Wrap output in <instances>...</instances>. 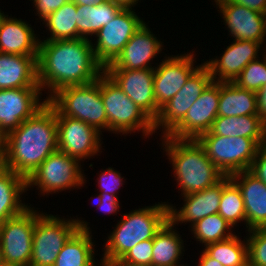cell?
Masks as SVG:
<instances>
[{"mask_svg":"<svg viewBox=\"0 0 266 266\" xmlns=\"http://www.w3.org/2000/svg\"><path fill=\"white\" fill-rule=\"evenodd\" d=\"M37 68L39 87L48 90L46 99L65 86L92 83L104 72L95 58L92 40L84 38L40 39Z\"/></svg>","mask_w":266,"mask_h":266,"instance_id":"1","label":"cell"},{"mask_svg":"<svg viewBox=\"0 0 266 266\" xmlns=\"http://www.w3.org/2000/svg\"><path fill=\"white\" fill-rule=\"evenodd\" d=\"M3 164L26 179L58 150L55 109L47 102L3 138Z\"/></svg>","mask_w":266,"mask_h":266,"instance_id":"2","label":"cell"},{"mask_svg":"<svg viewBox=\"0 0 266 266\" xmlns=\"http://www.w3.org/2000/svg\"><path fill=\"white\" fill-rule=\"evenodd\" d=\"M161 138L181 196L212 187L225 177L196 139H175L162 135Z\"/></svg>","mask_w":266,"mask_h":266,"instance_id":"3","label":"cell"},{"mask_svg":"<svg viewBox=\"0 0 266 266\" xmlns=\"http://www.w3.org/2000/svg\"><path fill=\"white\" fill-rule=\"evenodd\" d=\"M167 202L155 203L122 214L121 220L108 235L103 248L101 262L121 259L136 244L153 239L157 232L169 220Z\"/></svg>","mask_w":266,"mask_h":266,"instance_id":"4","label":"cell"},{"mask_svg":"<svg viewBox=\"0 0 266 266\" xmlns=\"http://www.w3.org/2000/svg\"><path fill=\"white\" fill-rule=\"evenodd\" d=\"M47 102L56 116H68L85 122L101 134L108 131L107 114L101 98V75L92 83L60 88Z\"/></svg>","mask_w":266,"mask_h":266,"instance_id":"5","label":"cell"},{"mask_svg":"<svg viewBox=\"0 0 266 266\" xmlns=\"http://www.w3.org/2000/svg\"><path fill=\"white\" fill-rule=\"evenodd\" d=\"M101 98L109 132L125 136L140 131L145 138L155 133L154 121L105 72L101 74Z\"/></svg>","mask_w":266,"mask_h":266,"instance_id":"6","label":"cell"},{"mask_svg":"<svg viewBox=\"0 0 266 266\" xmlns=\"http://www.w3.org/2000/svg\"><path fill=\"white\" fill-rule=\"evenodd\" d=\"M79 220L74 217L60 218L36 210L29 266H53L64 244L79 229Z\"/></svg>","mask_w":266,"mask_h":266,"instance_id":"7","label":"cell"},{"mask_svg":"<svg viewBox=\"0 0 266 266\" xmlns=\"http://www.w3.org/2000/svg\"><path fill=\"white\" fill-rule=\"evenodd\" d=\"M81 162L59 150L48 158L26 179L27 191L33 186L46 196L83 187L86 183ZM46 193V194H45Z\"/></svg>","mask_w":266,"mask_h":266,"instance_id":"8","label":"cell"},{"mask_svg":"<svg viewBox=\"0 0 266 266\" xmlns=\"http://www.w3.org/2000/svg\"><path fill=\"white\" fill-rule=\"evenodd\" d=\"M212 163L225 175L249 170L260 145L247 137L202 134L196 139Z\"/></svg>","mask_w":266,"mask_h":266,"instance_id":"9","label":"cell"},{"mask_svg":"<svg viewBox=\"0 0 266 266\" xmlns=\"http://www.w3.org/2000/svg\"><path fill=\"white\" fill-rule=\"evenodd\" d=\"M34 207L0 224V258L4 264L29 266L36 222Z\"/></svg>","mask_w":266,"mask_h":266,"instance_id":"10","label":"cell"},{"mask_svg":"<svg viewBox=\"0 0 266 266\" xmlns=\"http://www.w3.org/2000/svg\"><path fill=\"white\" fill-rule=\"evenodd\" d=\"M144 23L135 10L121 9L114 19L94 36L97 40L92 42V47L96 60L105 68Z\"/></svg>","mask_w":266,"mask_h":266,"instance_id":"11","label":"cell"},{"mask_svg":"<svg viewBox=\"0 0 266 266\" xmlns=\"http://www.w3.org/2000/svg\"><path fill=\"white\" fill-rule=\"evenodd\" d=\"M212 81L209 68L201 63L181 90L160 108L154 120V131L160 130L161 127V134L167 136L183 120L189 108Z\"/></svg>","mask_w":266,"mask_h":266,"instance_id":"12","label":"cell"},{"mask_svg":"<svg viewBox=\"0 0 266 266\" xmlns=\"http://www.w3.org/2000/svg\"><path fill=\"white\" fill-rule=\"evenodd\" d=\"M56 119L59 151L79 161L90 159L102 152V134L94 127L68 116H56Z\"/></svg>","mask_w":266,"mask_h":266,"instance_id":"13","label":"cell"},{"mask_svg":"<svg viewBox=\"0 0 266 266\" xmlns=\"http://www.w3.org/2000/svg\"><path fill=\"white\" fill-rule=\"evenodd\" d=\"M40 87L0 89V135L4 138L46 103ZM40 100L42 102H40Z\"/></svg>","mask_w":266,"mask_h":266,"instance_id":"14","label":"cell"},{"mask_svg":"<svg viewBox=\"0 0 266 266\" xmlns=\"http://www.w3.org/2000/svg\"><path fill=\"white\" fill-rule=\"evenodd\" d=\"M194 51L174 56H166L159 65L154 66V96L156 104L161 108L178 91L181 90L188 78L201 66H194L196 58ZM195 61V62H194Z\"/></svg>","mask_w":266,"mask_h":266,"instance_id":"15","label":"cell"},{"mask_svg":"<svg viewBox=\"0 0 266 266\" xmlns=\"http://www.w3.org/2000/svg\"><path fill=\"white\" fill-rule=\"evenodd\" d=\"M220 82L212 81L187 111L183 120L167 135L175 139H197L208 132L218 117Z\"/></svg>","mask_w":266,"mask_h":266,"instance_id":"16","label":"cell"},{"mask_svg":"<svg viewBox=\"0 0 266 266\" xmlns=\"http://www.w3.org/2000/svg\"><path fill=\"white\" fill-rule=\"evenodd\" d=\"M104 72L153 121L160 108L154 96V69H104Z\"/></svg>","mask_w":266,"mask_h":266,"instance_id":"17","label":"cell"},{"mask_svg":"<svg viewBox=\"0 0 266 266\" xmlns=\"http://www.w3.org/2000/svg\"><path fill=\"white\" fill-rule=\"evenodd\" d=\"M224 24L234 40H251L263 45L266 40V14L227 0H214Z\"/></svg>","mask_w":266,"mask_h":266,"instance_id":"18","label":"cell"},{"mask_svg":"<svg viewBox=\"0 0 266 266\" xmlns=\"http://www.w3.org/2000/svg\"><path fill=\"white\" fill-rule=\"evenodd\" d=\"M261 48L264 46L259 42L233 39L220 58L216 56L204 64L209 68L213 81L234 82L251 61L259 58Z\"/></svg>","mask_w":266,"mask_h":266,"instance_id":"19","label":"cell"},{"mask_svg":"<svg viewBox=\"0 0 266 266\" xmlns=\"http://www.w3.org/2000/svg\"><path fill=\"white\" fill-rule=\"evenodd\" d=\"M154 35L144 23L118 56L104 69H154L151 60L157 57V54H161L164 45Z\"/></svg>","mask_w":266,"mask_h":266,"instance_id":"20","label":"cell"},{"mask_svg":"<svg viewBox=\"0 0 266 266\" xmlns=\"http://www.w3.org/2000/svg\"><path fill=\"white\" fill-rule=\"evenodd\" d=\"M230 180V176H225L212 187L182 196L184 204L179 210L176 209V206L168 204L169 220L175 226L179 223L189 222V227H191L202 218L218 213L223 187Z\"/></svg>","mask_w":266,"mask_h":266,"instance_id":"21","label":"cell"},{"mask_svg":"<svg viewBox=\"0 0 266 266\" xmlns=\"http://www.w3.org/2000/svg\"><path fill=\"white\" fill-rule=\"evenodd\" d=\"M230 179L242 194L248 229L246 231L266 227V184L248 170L235 173Z\"/></svg>","mask_w":266,"mask_h":266,"instance_id":"22","label":"cell"},{"mask_svg":"<svg viewBox=\"0 0 266 266\" xmlns=\"http://www.w3.org/2000/svg\"><path fill=\"white\" fill-rule=\"evenodd\" d=\"M6 15L0 24V53L38 56L40 38L30 24Z\"/></svg>","mask_w":266,"mask_h":266,"instance_id":"23","label":"cell"},{"mask_svg":"<svg viewBox=\"0 0 266 266\" xmlns=\"http://www.w3.org/2000/svg\"><path fill=\"white\" fill-rule=\"evenodd\" d=\"M37 59L0 53V89L39 87Z\"/></svg>","mask_w":266,"mask_h":266,"instance_id":"24","label":"cell"},{"mask_svg":"<svg viewBox=\"0 0 266 266\" xmlns=\"http://www.w3.org/2000/svg\"><path fill=\"white\" fill-rule=\"evenodd\" d=\"M80 219L79 229L64 244L53 266H102L95 261L90 226L83 218Z\"/></svg>","mask_w":266,"mask_h":266,"instance_id":"25","label":"cell"},{"mask_svg":"<svg viewBox=\"0 0 266 266\" xmlns=\"http://www.w3.org/2000/svg\"><path fill=\"white\" fill-rule=\"evenodd\" d=\"M204 134L224 137H247L254 139L260 146L266 144V123L259 115L218 116L211 129Z\"/></svg>","mask_w":266,"mask_h":266,"instance_id":"26","label":"cell"},{"mask_svg":"<svg viewBox=\"0 0 266 266\" xmlns=\"http://www.w3.org/2000/svg\"><path fill=\"white\" fill-rule=\"evenodd\" d=\"M26 191L25 177L5 167L0 171V224L31 206L22 203L21 194Z\"/></svg>","mask_w":266,"mask_h":266,"instance_id":"27","label":"cell"},{"mask_svg":"<svg viewBox=\"0 0 266 266\" xmlns=\"http://www.w3.org/2000/svg\"><path fill=\"white\" fill-rule=\"evenodd\" d=\"M175 225L168 220L153 238L151 266H178L184 256V242Z\"/></svg>","mask_w":266,"mask_h":266,"instance_id":"28","label":"cell"},{"mask_svg":"<svg viewBox=\"0 0 266 266\" xmlns=\"http://www.w3.org/2000/svg\"><path fill=\"white\" fill-rule=\"evenodd\" d=\"M258 115L256 92L241 89L234 82H220L218 116Z\"/></svg>","mask_w":266,"mask_h":266,"instance_id":"29","label":"cell"},{"mask_svg":"<svg viewBox=\"0 0 266 266\" xmlns=\"http://www.w3.org/2000/svg\"><path fill=\"white\" fill-rule=\"evenodd\" d=\"M121 9L111 0L93 6L77 5V38L90 39L89 36H95Z\"/></svg>","mask_w":266,"mask_h":266,"instance_id":"30","label":"cell"},{"mask_svg":"<svg viewBox=\"0 0 266 266\" xmlns=\"http://www.w3.org/2000/svg\"><path fill=\"white\" fill-rule=\"evenodd\" d=\"M76 11L77 5L69 0L43 20L50 33V37L43 41L77 39Z\"/></svg>","mask_w":266,"mask_h":266,"instance_id":"31","label":"cell"},{"mask_svg":"<svg viewBox=\"0 0 266 266\" xmlns=\"http://www.w3.org/2000/svg\"><path fill=\"white\" fill-rule=\"evenodd\" d=\"M204 251L219 261L223 266H246L248 264L247 241L240 239L239 235L208 244Z\"/></svg>","mask_w":266,"mask_h":266,"instance_id":"32","label":"cell"},{"mask_svg":"<svg viewBox=\"0 0 266 266\" xmlns=\"http://www.w3.org/2000/svg\"><path fill=\"white\" fill-rule=\"evenodd\" d=\"M233 228L218 213L208 215L191 226V232L196 241L204 244V247L211 243H216L232 237Z\"/></svg>","mask_w":266,"mask_h":266,"instance_id":"33","label":"cell"},{"mask_svg":"<svg viewBox=\"0 0 266 266\" xmlns=\"http://www.w3.org/2000/svg\"><path fill=\"white\" fill-rule=\"evenodd\" d=\"M218 214L234 228L237 223L245 222L246 215L242 194L238 186L230 180L222 190Z\"/></svg>","mask_w":266,"mask_h":266,"instance_id":"34","label":"cell"},{"mask_svg":"<svg viewBox=\"0 0 266 266\" xmlns=\"http://www.w3.org/2000/svg\"><path fill=\"white\" fill-rule=\"evenodd\" d=\"M261 52L263 59L251 61L235 79L234 83L241 89L258 92L266 84V52Z\"/></svg>","mask_w":266,"mask_h":266,"instance_id":"35","label":"cell"},{"mask_svg":"<svg viewBox=\"0 0 266 266\" xmlns=\"http://www.w3.org/2000/svg\"><path fill=\"white\" fill-rule=\"evenodd\" d=\"M248 264L251 266H266V227L247 231ZM249 234V235H248Z\"/></svg>","mask_w":266,"mask_h":266,"instance_id":"36","label":"cell"},{"mask_svg":"<svg viewBox=\"0 0 266 266\" xmlns=\"http://www.w3.org/2000/svg\"><path fill=\"white\" fill-rule=\"evenodd\" d=\"M153 239L142 241L130 249L120 260L138 266H151Z\"/></svg>","mask_w":266,"mask_h":266,"instance_id":"37","label":"cell"},{"mask_svg":"<svg viewBox=\"0 0 266 266\" xmlns=\"http://www.w3.org/2000/svg\"><path fill=\"white\" fill-rule=\"evenodd\" d=\"M123 179L124 177L121 176L119 171L108 167L106 170L100 172L99 178L97 179L100 188L99 192L117 196V191L124 184Z\"/></svg>","mask_w":266,"mask_h":266,"instance_id":"38","label":"cell"},{"mask_svg":"<svg viewBox=\"0 0 266 266\" xmlns=\"http://www.w3.org/2000/svg\"><path fill=\"white\" fill-rule=\"evenodd\" d=\"M248 171L266 184V144L258 148Z\"/></svg>","mask_w":266,"mask_h":266,"instance_id":"39","label":"cell"},{"mask_svg":"<svg viewBox=\"0 0 266 266\" xmlns=\"http://www.w3.org/2000/svg\"><path fill=\"white\" fill-rule=\"evenodd\" d=\"M33 6L38 14L39 19L41 21L45 20L50 14L54 11H57L60 7H62L69 0H32Z\"/></svg>","mask_w":266,"mask_h":266,"instance_id":"40","label":"cell"},{"mask_svg":"<svg viewBox=\"0 0 266 266\" xmlns=\"http://www.w3.org/2000/svg\"><path fill=\"white\" fill-rule=\"evenodd\" d=\"M96 206L97 209H101L105 214H117V212L120 211V203L119 198L117 196L111 195V194H105V193H99V195H96Z\"/></svg>","mask_w":266,"mask_h":266,"instance_id":"41","label":"cell"},{"mask_svg":"<svg viewBox=\"0 0 266 266\" xmlns=\"http://www.w3.org/2000/svg\"><path fill=\"white\" fill-rule=\"evenodd\" d=\"M229 3H236L249 9L266 14V0H227Z\"/></svg>","mask_w":266,"mask_h":266,"instance_id":"42","label":"cell"},{"mask_svg":"<svg viewBox=\"0 0 266 266\" xmlns=\"http://www.w3.org/2000/svg\"><path fill=\"white\" fill-rule=\"evenodd\" d=\"M256 101L258 115L266 123V84L256 92Z\"/></svg>","mask_w":266,"mask_h":266,"instance_id":"43","label":"cell"},{"mask_svg":"<svg viewBox=\"0 0 266 266\" xmlns=\"http://www.w3.org/2000/svg\"><path fill=\"white\" fill-rule=\"evenodd\" d=\"M199 263L197 266H223L219 261L211 258L204 250L200 254Z\"/></svg>","mask_w":266,"mask_h":266,"instance_id":"44","label":"cell"},{"mask_svg":"<svg viewBox=\"0 0 266 266\" xmlns=\"http://www.w3.org/2000/svg\"><path fill=\"white\" fill-rule=\"evenodd\" d=\"M122 9H134V6L140 2L139 0H111ZM133 7V8H132Z\"/></svg>","mask_w":266,"mask_h":266,"instance_id":"45","label":"cell"},{"mask_svg":"<svg viewBox=\"0 0 266 266\" xmlns=\"http://www.w3.org/2000/svg\"><path fill=\"white\" fill-rule=\"evenodd\" d=\"M76 5H86V6H93V5H99L107 0H72Z\"/></svg>","mask_w":266,"mask_h":266,"instance_id":"46","label":"cell"},{"mask_svg":"<svg viewBox=\"0 0 266 266\" xmlns=\"http://www.w3.org/2000/svg\"><path fill=\"white\" fill-rule=\"evenodd\" d=\"M100 263L102 266H138V265H133L127 262H123L120 259L109 261V262H100Z\"/></svg>","mask_w":266,"mask_h":266,"instance_id":"47","label":"cell"},{"mask_svg":"<svg viewBox=\"0 0 266 266\" xmlns=\"http://www.w3.org/2000/svg\"><path fill=\"white\" fill-rule=\"evenodd\" d=\"M3 137L0 135V166H4L3 164Z\"/></svg>","mask_w":266,"mask_h":266,"instance_id":"48","label":"cell"},{"mask_svg":"<svg viewBox=\"0 0 266 266\" xmlns=\"http://www.w3.org/2000/svg\"><path fill=\"white\" fill-rule=\"evenodd\" d=\"M2 11H1V9H0V24H1V22H2V20L5 18V14H4V12L3 13H1Z\"/></svg>","mask_w":266,"mask_h":266,"instance_id":"49","label":"cell"},{"mask_svg":"<svg viewBox=\"0 0 266 266\" xmlns=\"http://www.w3.org/2000/svg\"><path fill=\"white\" fill-rule=\"evenodd\" d=\"M1 266H23V265H14V264H4V263H2Z\"/></svg>","mask_w":266,"mask_h":266,"instance_id":"50","label":"cell"}]
</instances>
